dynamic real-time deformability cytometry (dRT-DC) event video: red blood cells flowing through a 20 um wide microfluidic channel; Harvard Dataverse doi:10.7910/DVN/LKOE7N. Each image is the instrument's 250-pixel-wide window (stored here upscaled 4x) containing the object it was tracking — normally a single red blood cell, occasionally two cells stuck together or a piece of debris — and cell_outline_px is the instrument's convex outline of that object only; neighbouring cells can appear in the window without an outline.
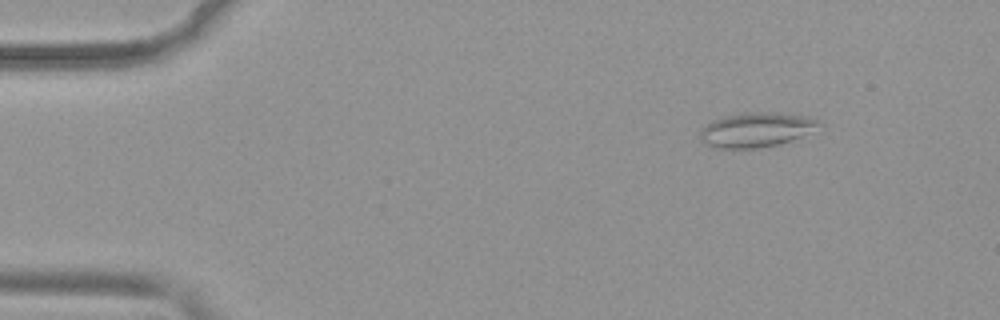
{"species": "common noctule bat (a hibernating species)", "species_latin": "Nyctalus noctula", "temperature_condition": "warm", "stored_images_in_passage": 51, "camera_frame_rate_fps": 3000, "um_per_image_px": 0.085, "animal": {"sex": "female", "body_mass_g": 19.9}, "frame": {"image": 1, "passage_image": 7, "time_ms": 2.0, "image_size_px": [1000, 320], "cell_outline_px": [[824, 124], [792, 140], [780, 144], [756, 148], [712, 148], [704, 144], [700, 140], [700, 128], [712, 120], [724, 116], [744, 112], [772, 112], [804, 116], [816, 120]], "centroid_in_image_um": [64.2, 11.03], "position_along_channel_um": 20.8, "area_um2": 23.99}}
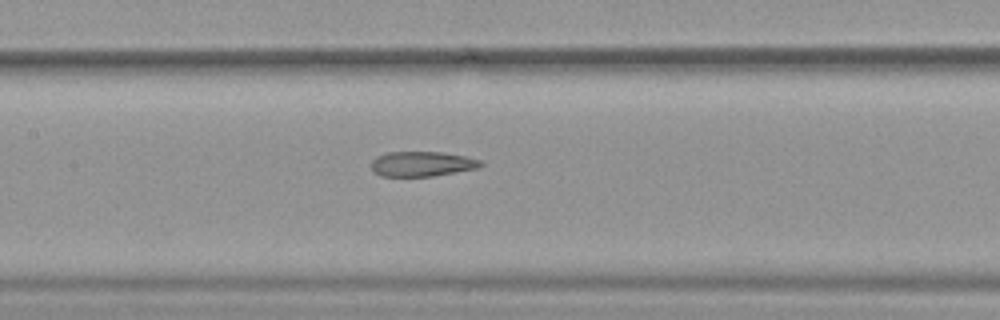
{"frame": {"image": 2, "passage_image": 25, "time_ms": 8.0, "image_size_px": [1000, 320], "cell_outline_px": [[484, 164], [480, 168], [432, 176], [380, 176], [372, 168], [372, 160], [376, 156], [388, 152], [440, 152], [464, 156], [480, 160]], "centroid_in_image_um": [35.89, 13.93], "position_along_channel_um": 171.5, "area_um2": 15.84}}
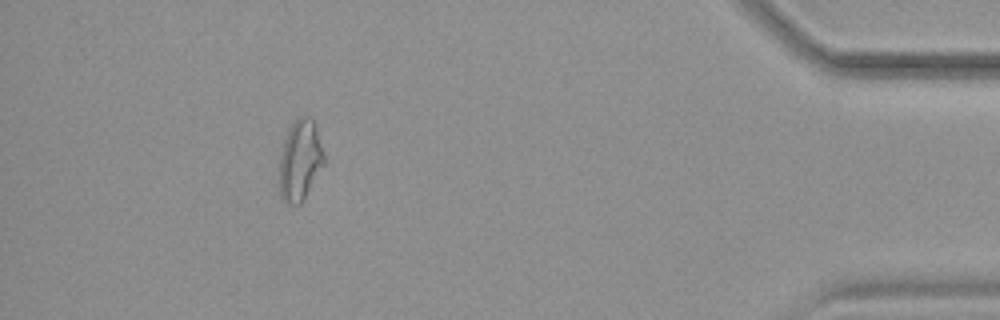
{"frame": {"image": 3, "passage_image": 47, "time_ms": 15.333, "image_size_px": [1000, 320], "cell_outline_px": [[324, 164], [304, 200], [296, 208], [288, 204], [280, 196], [280, 152], [288, 128], [300, 116], [312, 116], [316, 124], [324, 152]], "centroid_in_image_um": [25.52, 13.63], "position_along_channel_um": 409.7, "area_um2": 21.39}, "authors_computed_cell_mechanics": {"area_um2": 19.7098, "velocity_mm_per_s": 3.9725, "shape_relaxation_time_tau1_ms": null, "shape_relaxation_time_tau2_ms": 2.4438, "deformation_change_tau1": null, "deformation_change_tau2": 0.1176}}